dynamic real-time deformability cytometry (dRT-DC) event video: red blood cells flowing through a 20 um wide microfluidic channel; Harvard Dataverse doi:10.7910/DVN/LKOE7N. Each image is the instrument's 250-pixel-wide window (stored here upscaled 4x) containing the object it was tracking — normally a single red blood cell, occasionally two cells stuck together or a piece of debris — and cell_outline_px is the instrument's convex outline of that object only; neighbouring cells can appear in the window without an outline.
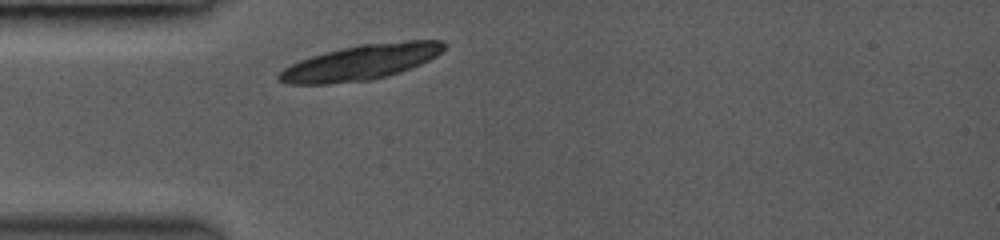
{"species": "common noctule bat (a hibernating species)", "species_latin": "Nyctalus noctula", "temperature_condition": "room temperature", "stored_images_in_passage": 17, "camera_frame_rate_fps": 3000, "um_per_image_px": 0.085, "animal": {"sex": "female", "body_mass_g": 19.0, "forearm_length_mm": 53.3}, "frame": {"image": 1, "passage_image": 1, "time_ms": 0.0, "image_size_px": [1000, 240], "cell_outline_px": [[448, 44], [436, 56], [420, 64], [400, 72], [388, 76], [372, 80], [328, 84], [288, 84], [280, 80], [276, 76], [284, 68], [300, 60], [324, 52], [360, 44], [408, 40], [444, 40]], "centroid_in_image_um": [30.7, 5.29], "position_along_channel_um": 54.3, "area_um2": 33.93}}
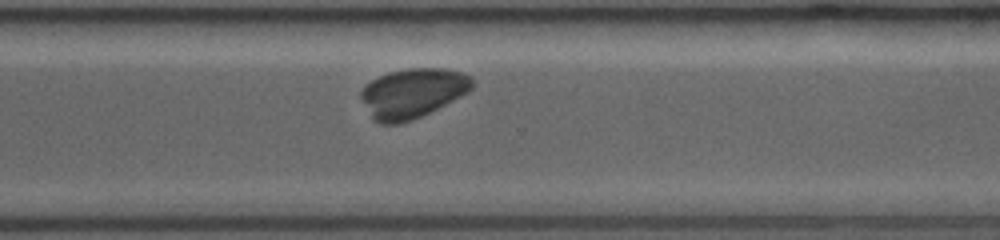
{"frame": {"image": 2, "passage_image": 14, "time_ms": 7.0, "image_size_px": [1000, 240], "cell_outline_px": [[472, 88], [468, 92], [412, 120], [396, 124], [380, 124], [372, 116], [360, 96], [360, 92], [372, 80], [388, 72], [408, 68], [444, 68], [464, 72], [472, 76]], "centroid_in_image_um": [35.09, 7.89], "position_along_channel_um": 335.5, "area_um2": 31.62}}
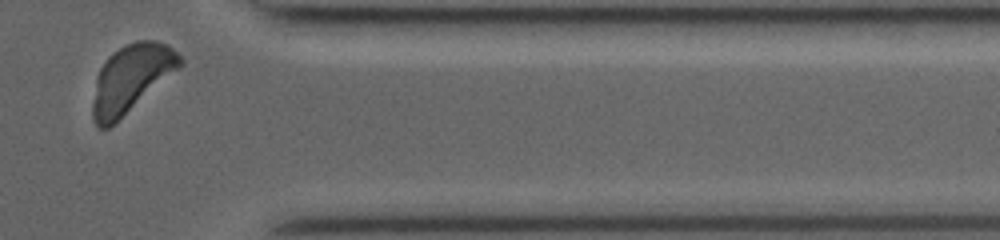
{"frame": {"image": 3, "passage_image": 17, "time_ms": 8.667, "image_size_px": [1000, 240], "cell_outline_px": [[184, 64], [180, 68], [116, 124], [108, 128], [100, 128], [92, 120], [92, 104], [96, 76], [100, 68], [108, 56], [112, 52], [136, 40], [156, 40], [168, 44], [184, 60]], "centroid_in_image_um": [11.15, 6.7], "position_along_channel_um": 400.2, "area_um2": 34.91}}